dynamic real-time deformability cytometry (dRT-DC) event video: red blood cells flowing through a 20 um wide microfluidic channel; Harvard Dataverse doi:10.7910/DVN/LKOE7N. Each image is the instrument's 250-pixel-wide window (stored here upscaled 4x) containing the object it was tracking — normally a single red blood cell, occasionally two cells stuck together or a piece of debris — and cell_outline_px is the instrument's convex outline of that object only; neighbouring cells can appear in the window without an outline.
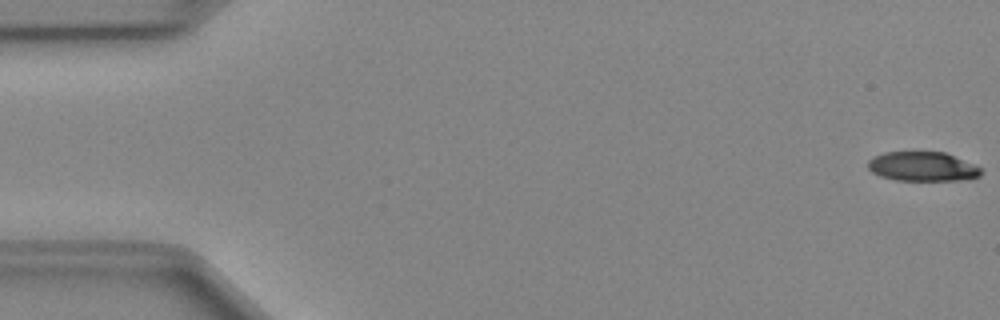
{"species": "Egyptian fruit bat (a non-hibernating species)", "species_latin": "Rousettus aegyptiacus", "temperature_condition": "cold", "stored_images_in_passage": 50, "camera_frame_rate_fps": 3000, "um_per_image_px": 0.085, "animal": {"sex": "female"}, "frame": {"image": 1, "passage_image": 1, "time_ms": 0.0, "image_size_px": [1000, 320], "cell_outline_px": [[984, 172], [980, 176], [968, 180], [896, 180], [880, 176], [872, 172], [868, 168], [868, 160], [872, 156], [884, 152], [944, 152], [972, 164], [980, 168]], "centroid_in_image_um": [78.4, 14.16], "position_along_channel_um": 6.6, "area_um2": 19.36}}
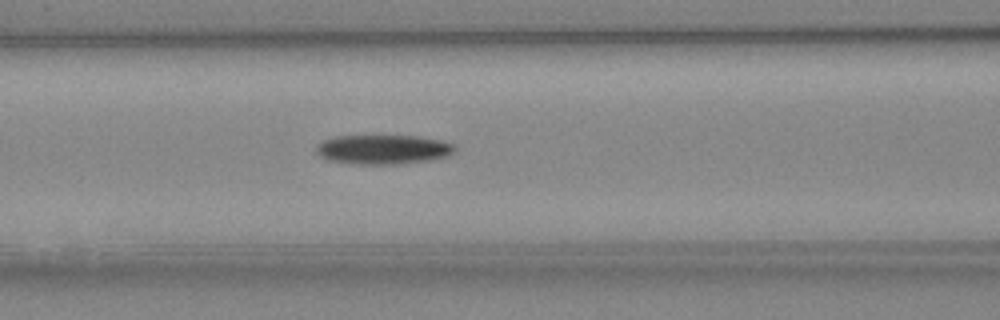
{"frame": {"image": 2, "passage_image": 21, "time_ms": 6.667, "image_size_px": [1000, 320], "cell_outline_px": [[456, 148], [448, 156], [428, 160], [404, 164], [356, 164], [328, 160], [320, 156], [316, 152], [316, 144], [324, 140], [336, 136], [416, 136], [440, 140], [452, 144]], "centroid_in_image_um": [32.53, 12.71], "position_along_channel_um": 134.1, "area_um2": 23.7}}
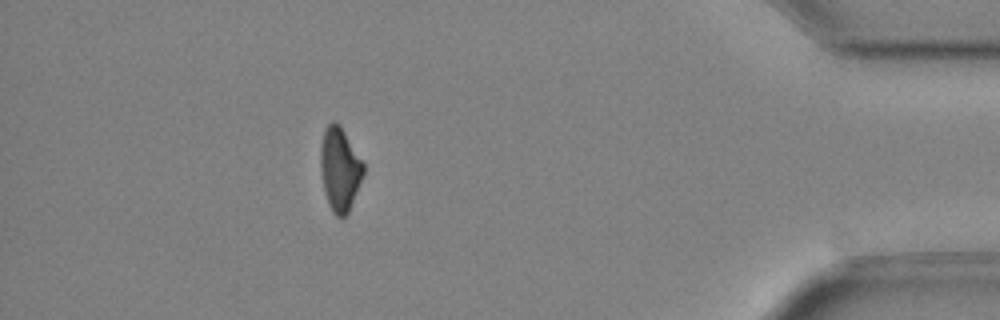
{"frame": {"image": 3, "passage_image": 45, "time_ms": 14.667, "image_size_px": [1000, 320], "cell_outline_px": [[364, 172], [348, 212], [344, 216], [336, 216], [332, 212], [328, 204], [324, 192], [320, 172], [320, 148], [324, 128], [332, 120], [336, 120], [340, 124], [364, 164]], "centroid_in_image_um": [28.85, 14.33], "position_along_channel_um": 406.4, "area_um2": 20.92}, "authors_computed_cell_mechanics": {"area_um2": 22.1952, "velocity_mm_per_s": 4.0355, "shape_relaxation_time_tau1_ms": 9.1754, "shape_relaxation_time_tau2_ms": null, "deformation_change_tau1": 0.184, "deformation_change_tau2": null}}